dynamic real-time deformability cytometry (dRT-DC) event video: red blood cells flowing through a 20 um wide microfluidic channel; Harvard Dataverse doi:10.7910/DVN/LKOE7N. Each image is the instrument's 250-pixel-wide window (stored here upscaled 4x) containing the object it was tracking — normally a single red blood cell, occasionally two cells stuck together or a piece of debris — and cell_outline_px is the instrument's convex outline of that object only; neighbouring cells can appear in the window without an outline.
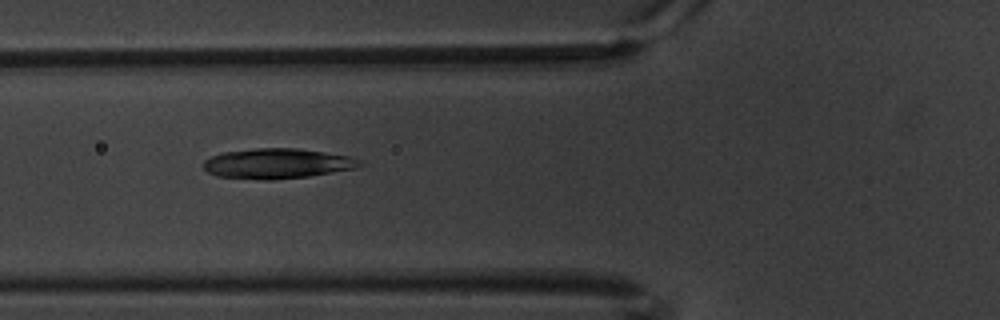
{"species": "common noctule bat (a hibernating species)", "species_latin": "Nyctalus noctula", "temperature_condition": "warm", "stored_images_in_passage": 8, "camera_frame_rate_fps": 3000, "um_per_image_px": 0.085, "animal": {"sex": "male", "body_mass_g": 20.1, "forearm_length_mm": 53.5}, "frame": {"image": 1, "passage_image": 6, "time_ms": 1.667, "image_size_px": [1000, 320], "cell_outline_px": [[364, 164], [356, 168], [308, 176], [272, 180], [264, 180], [216, 176], [208, 172], [204, 168], [204, 160], [212, 156], [224, 152], [256, 148], [296, 148], [352, 156], [360, 160]], "centroid_in_image_um": [23.58, 13.9], "position_along_channel_um": 102.2, "area_um2": 27.4}}
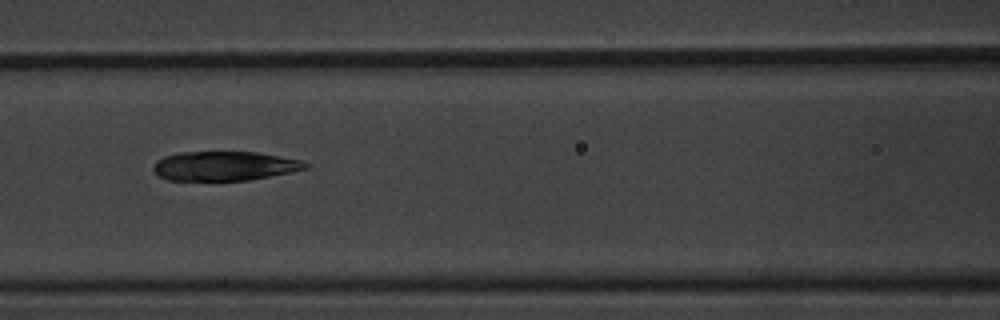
{"frame": {"image": 2, "passage_image": 7, "time_ms": 2.0, "image_size_px": [1000, 320], "cell_outline_px": [[308, 168], [292, 172], [248, 180], [168, 180], [156, 176], [152, 168], [156, 160], [164, 156], [176, 152], [256, 152], [300, 160], [308, 164]], "centroid_in_image_um": [19.02, 14.11], "position_along_channel_um": 147.6, "area_um2": 26.01}}
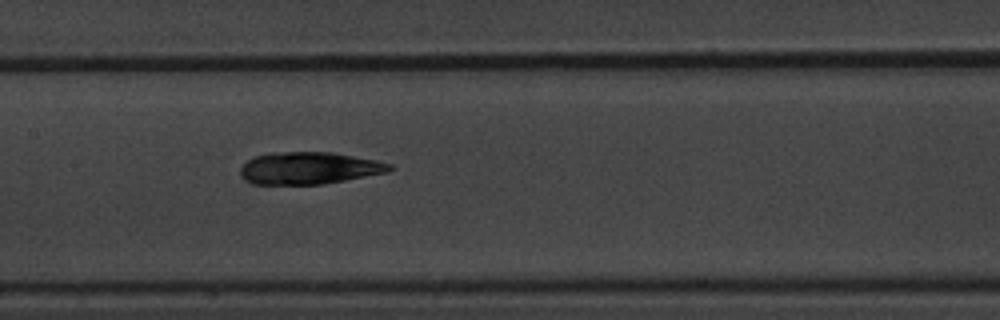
{"frame": {"image": 3, "passage_image": 8, "time_ms": 2.333, "image_size_px": [1000, 320], "cell_outline_px": [[392, 168], [388, 172], [324, 184], [252, 184], [244, 180], [240, 176], [240, 168], [248, 160], [256, 156], [272, 152], [332, 152], [376, 160], [392, 164]], "centroid_in_image_um": [26.25, 14.29], "position_along_channel_um": 181.2, "area_um2": 27.98}}